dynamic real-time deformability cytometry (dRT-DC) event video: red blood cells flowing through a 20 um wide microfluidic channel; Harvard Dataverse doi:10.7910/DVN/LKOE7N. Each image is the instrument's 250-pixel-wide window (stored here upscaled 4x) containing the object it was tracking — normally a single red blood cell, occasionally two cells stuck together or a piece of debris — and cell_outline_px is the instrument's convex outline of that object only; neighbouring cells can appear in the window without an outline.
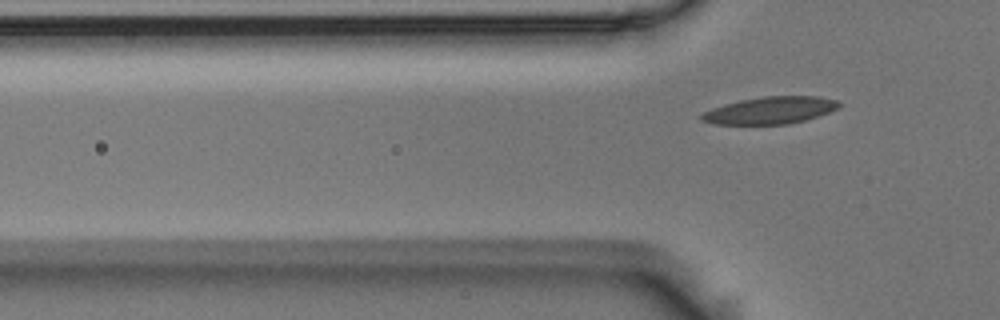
{"species": "Egyptian fruit bat (a non-hibernating species)", "species_latin": "Rousettus aegyptiacus", "temperature_condition": "room temperature", "stored_images_in_passage": 5, "segment_of_instrument_passage": [2, 2], "camera_frame_rate_fps": 3000, "um_per_image_px": 0.085, "animal": {"sex": "male"}, "frame": {"image": 1, "passage_image": 5, "time_ms": 1.333, "image_size_px": [1000, 320], "cell_outline_px": [[840, 104], [836, 108], [828, 112], [804, 120], [788, 124], [712, 124], [700, 120], [700, 116], [704, 112], [712, 108], [724, 104], [740, 100], [760, 96], [816, 96], [840, 100]], "centroid_in_image_um": [65.43, 9.37], "position_along_channel_um": 60.4, "area_um2": 21.68}}